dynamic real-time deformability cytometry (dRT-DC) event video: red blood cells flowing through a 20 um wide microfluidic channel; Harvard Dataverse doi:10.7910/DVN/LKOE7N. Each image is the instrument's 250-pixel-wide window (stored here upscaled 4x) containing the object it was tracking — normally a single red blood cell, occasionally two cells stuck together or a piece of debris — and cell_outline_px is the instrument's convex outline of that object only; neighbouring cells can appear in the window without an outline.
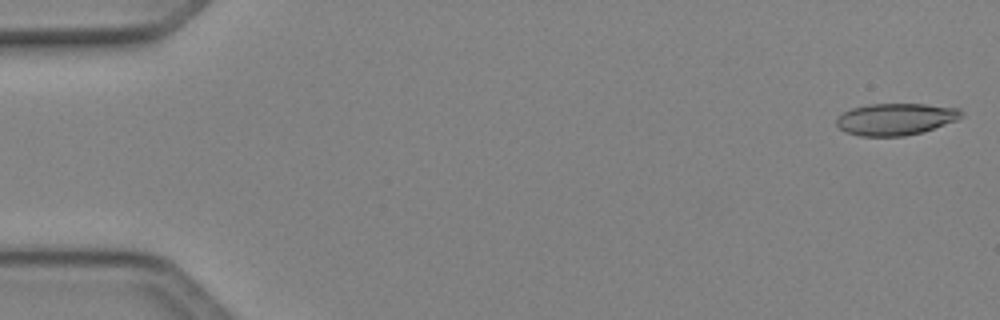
{"species": "Egyptian fruit bat (a non-hibernating species)", "species_latin": "Rousettus aegyptiacus", "temperature_condition": "cold", "stored_images_in_passage": 49, "camera_frame_rate_fps": 3000, "um_per_image_px": 0.085, "animal": {"sex": "female"}, "frame": {"image": 1, "passage_image": 1, "time_ms": 0.0, "image_size_px": [1000, 320], "cell_outline_px": [[964, 116], [956, 120], [924, 132], [904, 136], [860, 136], [844, 132], [836, 124], [836, 120], [844, 112], [852, 108], [868, 104], [924, 104], [960, 108], [964, 112]], "centroid_in_image_um": [76.16, 10.13], "position_along_channel_um": 8.8, "area_um2": 23.29}}
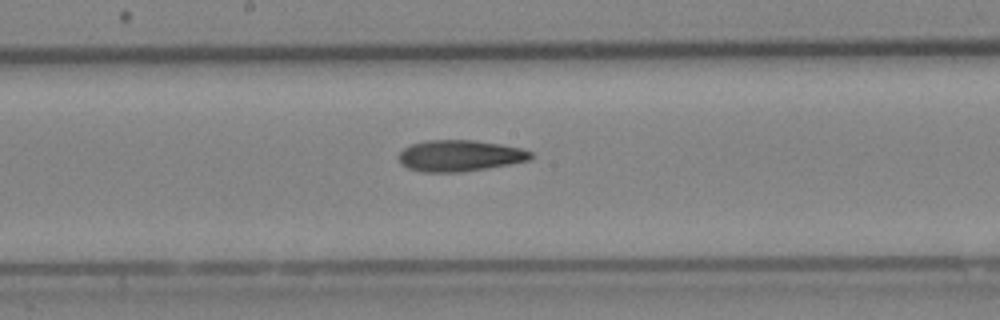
{"frame": {"image": 2, "passage_image": 26, "time_ms": 8.333, "image_size_px": [1000, 320], "cell_outline_px": [[532, 156], [528, 160], [508, 164], [460, 172], [420, 172], [408, 168], [400, 164], [400, 152], [404, 148], [412, 144], [428, 140], [476, 140], [524, 148], [532, 152]], "centroid_in_image_um": [39.07, 13.23], "position_along_channel_um": 209.1, "area_um2": 23.93}}
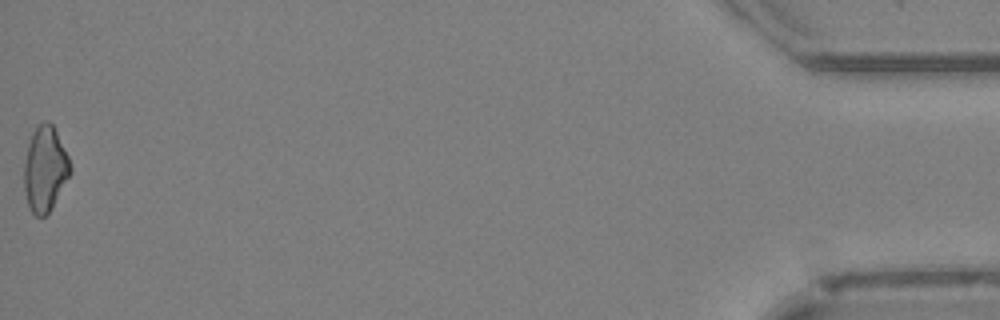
{"frame": {"image": 3, "passage_image": 49, "time_ms": 16.0, "image_size_px": [1000, 320], "cell_outline_px": [[72, 172], [48, 212], [44, 216], [36, 216], [28, 208], [24, 188], [24, 164], [28, 144], [32, 132], [36, 124], [44, 120], [48, 120], [52, 124], [68, 156], [72, 168]], "centroid_in_image_um": [3.81, 14.33], "position_along_channel_um": 431.4, "area_um2": 22.89}, "authors_computed_cell_mechanics": {"area_um2": 23.6402, "velocity_mm_per_s": 4.1681, "shape_relaxation_time_tau1_ms": 10.0769, "shape_relaxation_time_tau2_ms": 6.3243, "deformation_change_tau1": 0.1891, "deformation_change_tau2": 0.1752}}